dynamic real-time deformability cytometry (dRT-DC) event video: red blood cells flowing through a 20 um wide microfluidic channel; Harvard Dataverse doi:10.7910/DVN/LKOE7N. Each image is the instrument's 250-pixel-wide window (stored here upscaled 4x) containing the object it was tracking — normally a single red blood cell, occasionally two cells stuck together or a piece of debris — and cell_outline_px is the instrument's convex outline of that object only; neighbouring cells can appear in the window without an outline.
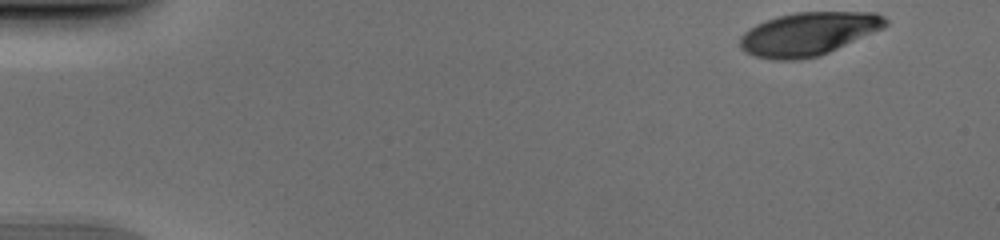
{"species": "human", "species_latin": "Homo sapiens", "temperature_condition": "cold", "stored_images_in_passage": 43, "camera_frame_rate_fps": 3000, "um_per_image_px": 0.085, "donor": {"sex": "male"}, "frame": {"image": 1, "passage_image": 1, "time_ms": 0.0, "image_size_px": [1000, 240], "cell_outline_px": [[888, 24], [884, 28], [820, 56], [800, 60], [772, 60], [756, 56], [744, 52], [740, 48], [740, 36], [748, 28], [764, 20], [776, 16], [796, 12], [876, 12], [884, 16], [888, 20]], "centroid_in_image_um": [68.7, 2.88], "position_along_channel_um": 16.3, "area_um2": 37.05}}
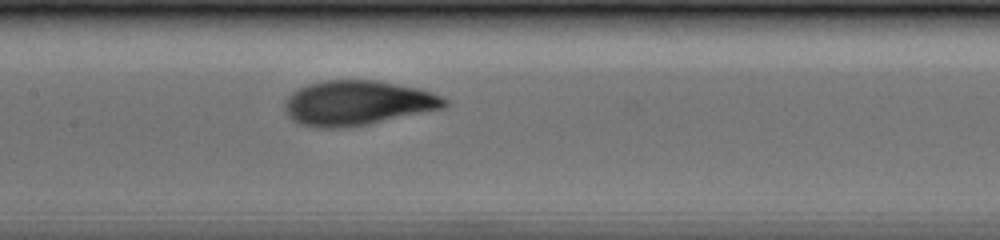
{"frame": {"image": 2, "passage_image": 23, "time_ms": 7.333, "image_size_px": [1000, 240], "cell_outline_px": [[448, 104], [444, 108], [368, 124], [348, 128], [320, 128], [300, 124], [292, 120], [284, 112], [284, 100], [292, 92], [308, 84], [324, 80], [376, 80], [420, 88], [432, 92], [448, 100]], "centroid_in_image_um": [30.37, 8.75], "position_along_channel_um": 177.0, "area_um2": 41.96}}
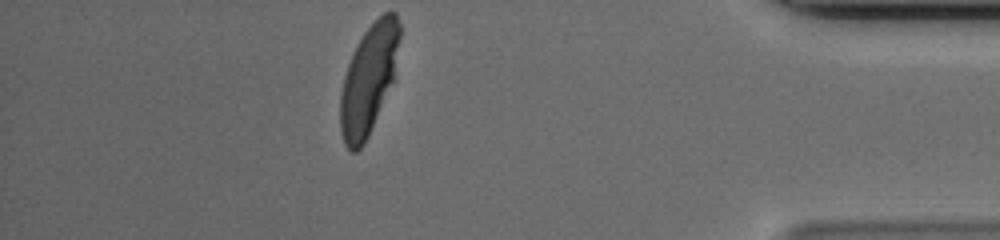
{"frame": {"image": 3, "passage_image": 43, "time_ms": 14.0, "image_size_px": [1000, 240], "cell_outline_px": [[400, 36], [396, 80], [364, 144], [356, 152], [352, 152], [344, 144], [340, 132], [340, 92], [344, 76], [348, 64], [356, 44], [364, 32], [384, 12], [396, 12], [400, 24]], "centroid_in_image_um": [31.37, 6.76], "position_along_channel_um": 403.8, "area_um2": 38.55}}